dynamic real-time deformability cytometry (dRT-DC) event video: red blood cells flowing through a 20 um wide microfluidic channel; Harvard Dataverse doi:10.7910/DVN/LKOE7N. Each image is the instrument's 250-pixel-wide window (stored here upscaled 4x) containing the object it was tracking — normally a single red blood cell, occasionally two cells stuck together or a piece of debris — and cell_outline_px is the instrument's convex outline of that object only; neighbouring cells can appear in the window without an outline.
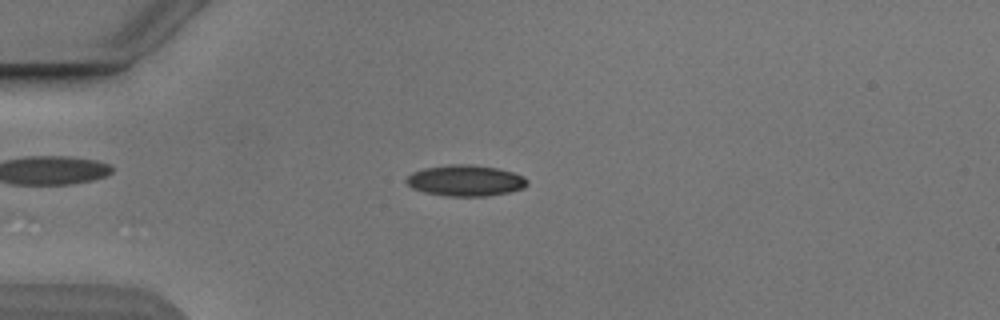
{"species": "Egyptian fruit bat (a non-hibernating species)", "species_latin": "Rousettus aegyptiacus", "temperature_condition": "cold", "stored_images_in_passage": 53, "camera_frame_rate_fps": 3000, "um_per_image_px": 0.085, "animal": {"sex": "male"}, "frame": {"image": 1, "passage_image": 14, "time_ms": 4.333, "image_size_px": [1000, 320], "cell_outline_px": [[528, 184], [524, 188], [508, 192], [488, 196], [448, 196], [424, 192], [412, 188], [404, 180], [412, 172], [424, 168], [452, 164], [472, 164], [496, 168], [512, 172], [524, 176], [528, 180]], "centroid_in_image_um": [39.57, 15.35], "position_along_channel_um": 45.4, "area_um2": 21.91}}
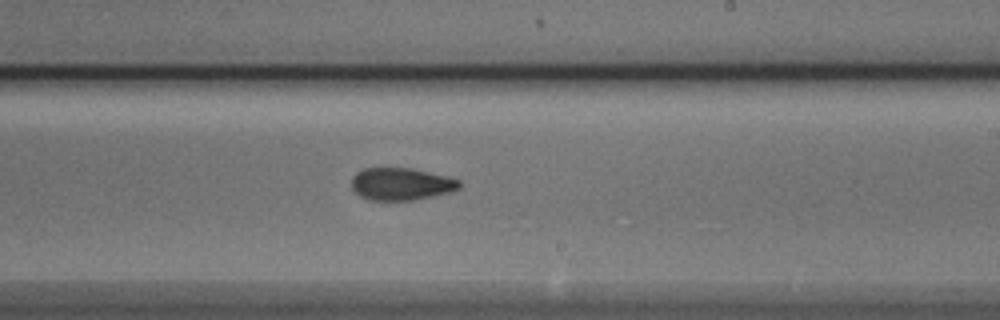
{"frame": {"image": 2, "passage_image": 32, "time_ms": 10.333, "image_size_px": [1000, 320], "cell_outline_px": [[460, 188], [452, 192], [416, 200], [368, 200], [360, 196], [352, 188], [352, 176], [356, 172], [364, 168], [412, 168], [448, 176], [460, 180]], "centroid_in_image_um": [34.12, 15.64], "position_along_channel_um": 254.9, "area_um2": 20.58}}
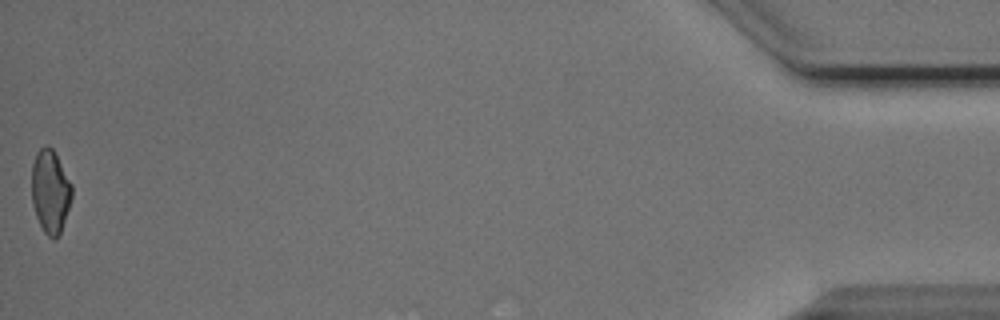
{"frame": {"image": 3, "passage_image": 53, "time_ms": 17.333, "image_size_px": [1000, 320], "cell_outline_px": [[72, 196], [60, 232], [56, 240], [52, 240], [44, 232], [36, 216], [32, 204], [32, 164], [36, 152], [40, 148], [48, 144], [52, 148], [72, 184]], "centroid_in_image_um": [4.26, 16.26], "position_along_channel_um": 430.9, "area_um2": 19.42}, "authors_computed_cell_mechanics": {"area_um2": 20.2878, "velocity_mm_per_s": 3.8707, "shape_relaxation_time_tau1_ms": 3.7519, "shape_relaxation_time_tau2_ms": 2.0572, "deformation_change_tau1": 0.1142, "deformation_change_tau2": 0.0709}}